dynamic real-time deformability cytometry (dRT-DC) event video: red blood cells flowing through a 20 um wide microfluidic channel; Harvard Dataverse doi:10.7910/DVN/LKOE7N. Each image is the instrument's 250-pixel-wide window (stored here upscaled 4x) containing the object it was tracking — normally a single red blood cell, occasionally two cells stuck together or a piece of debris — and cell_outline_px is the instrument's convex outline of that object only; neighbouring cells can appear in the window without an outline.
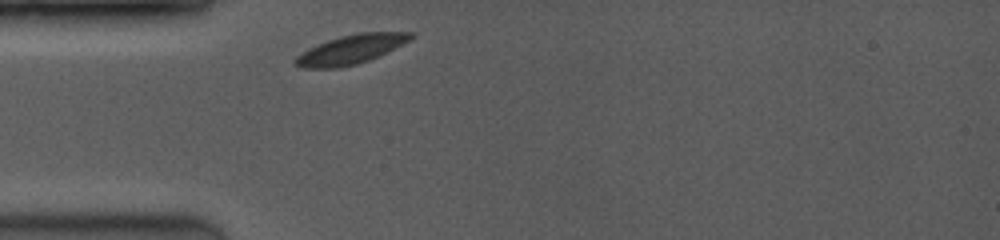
{"species": "common noctule bat (a hibernating species)", "species_latin": "Nyctalus noctula", "temperature_condition": "room temperature", "stored_images_in_passage": 17, "camera_frame_rate_fps": 3500, "um_per_image_px": 0.085, "animal": {"sex": "female", "body_mass_g": 19.0, "forearm_length_mm": 53.3}, "frame": {"image": 1, "passage_image": 1, "time_ms": 0.0, "image_size_px": [1000, 240], "cell_outline_px": [[416, 32], [408, 40], [368, 60], [356, 64], [336, 68], [304, 68], [292, 64], [292, 60], [296, 56], [328, 40], [340, 36], [356, 32]], "centroid_in_image_um": [29.76, 4.2], "position_along_channel_um": 55.2, "area_um2": 19.02}}
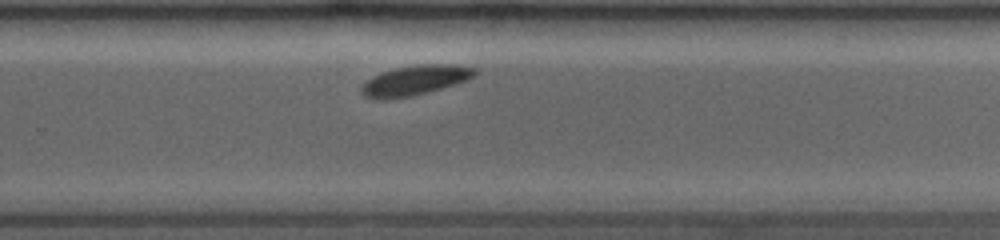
{"frame": {"image": 2, "passage_image": 12, "time_ms": 6.286, "image_size_px": [1000, 240], "cell_outline_px": [[476, 76], [456, 84], [428, 92], [412, 96], [388, 100], [372, 100], [364, 96], [360, 92], [360, 88], [372, 76], [380, 72], [396, 68], [420, 64], [460, 64], [476, 68]], "centroid_in_image_um": [35.26, 6.84], "position_along_channel_um": 294.5, "area_um2": 20.11}}
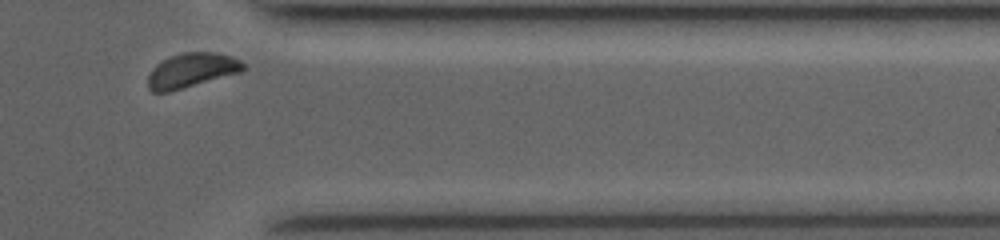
{"frame": {"image": 3, "passage_image": 16, "time_ms": 8.857, "image_size_px": [1000, 240], "cell_outline_px": [[248, 68], [240, 72], [168, 92], [152, 92], [148, 88], [148, 76], [152, 68], [156, 64], [172, 56], [184, 52], [216, 52], [240, 60]], "centroid_in_image_um": [16.28, 5.98], "position_along_channel_um": 395.1, "area_um2": 18.9}, "authors_computed_cell_mechanics": {"area_um2": 19.7676, "velocity_mm_per_s": 3.9102, "shape_relaxation_time_tau1_ms": 0.9877, "shape_relaxation_time_tau2_ms": null, "deformation_change_tau1": 0.0345, "deformation_change_tau2": null}}